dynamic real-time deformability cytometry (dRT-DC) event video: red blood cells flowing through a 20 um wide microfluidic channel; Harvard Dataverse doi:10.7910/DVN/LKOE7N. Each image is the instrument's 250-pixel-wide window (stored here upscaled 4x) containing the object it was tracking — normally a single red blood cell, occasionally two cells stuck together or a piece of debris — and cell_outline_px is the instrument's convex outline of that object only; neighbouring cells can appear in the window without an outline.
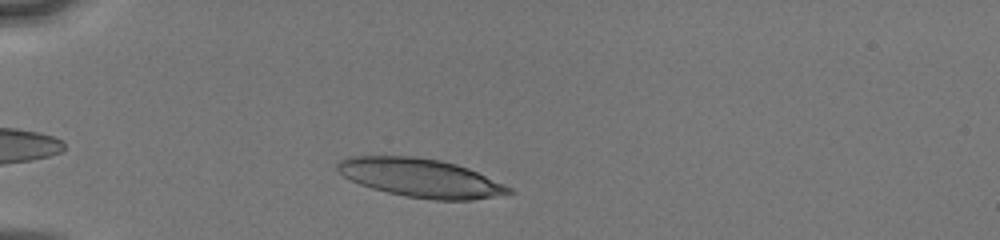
{"species": "human", "species_latin": "Homo sapiens", "temperature_condition": "cold", "stored_images_in_passage": 13, "camera_frame_rate_fps": 3000, "um_per_image_px": 0.085, "donor": {"sex": "male"}, "frame": {"image": 1, "passage_image": 2, "time_ms": 0.667, "image_size_px": [1000, 240], "cell_outline_px": [[516, 192], [472, 200], [432, 200], [404, 196], [372, 188], [360, 184], [344, 176], [336, 168], [336, 164], [340, 160], [348, 156], [416, 156], [440, 160], [456, 164], [468, 168], [512, 188]], "centroid_in_image_um": [35.74, 15.11], "position_along_channel_um": 49.3, "area_um2": 38.38}}
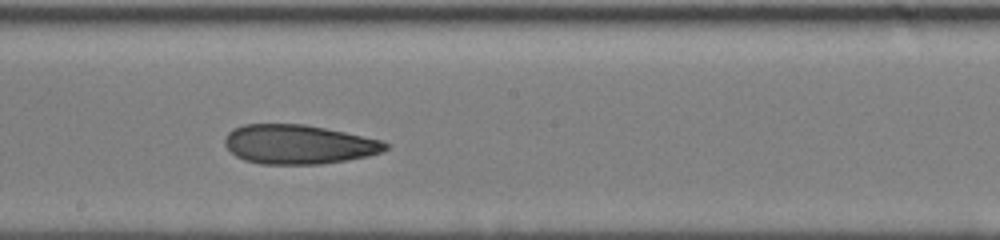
{"frame": {"image": 2, "passage_image": 10, "time_ms": 5.667, "image_size_px": [1000, 240], "cell_outline_px": [[388, 148], [384, 152], [368, 156], [348, 160], [320, 164], [260, 164], [244, 160], [236, 156], [224, 144], [224, 140], [228, 132], [232, 128], [244, 124], [304, 124], [344, 132], [380, 140], [388, 144]], "centroid_in_image_um": [25.36, 12.28], "position_along_channel_um": 222.8, "area_um2": 36.76}}
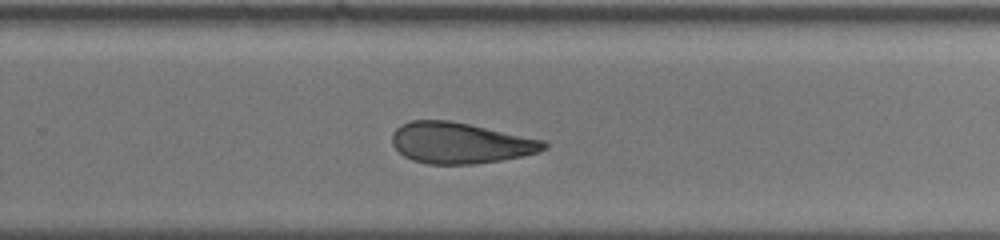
{"frame": {"image": 3, "passage_image": 13, "time_ms": 7.333, "image_size_px": [1000, 240], "cell_outline_px": [[548, 148], [540, 152], [500, 160], [476, 164], [428, 164], [412, 160], [404, 156], [392, 144], [392, 132], [400, 124], [412, 120], [448, 120], [468, 124], [544, 140], [548, 144]], "centroid_in_image_um": [39.1, 12.15], "position_along_channel_um": 290.7, "area_um2": 36.18}}